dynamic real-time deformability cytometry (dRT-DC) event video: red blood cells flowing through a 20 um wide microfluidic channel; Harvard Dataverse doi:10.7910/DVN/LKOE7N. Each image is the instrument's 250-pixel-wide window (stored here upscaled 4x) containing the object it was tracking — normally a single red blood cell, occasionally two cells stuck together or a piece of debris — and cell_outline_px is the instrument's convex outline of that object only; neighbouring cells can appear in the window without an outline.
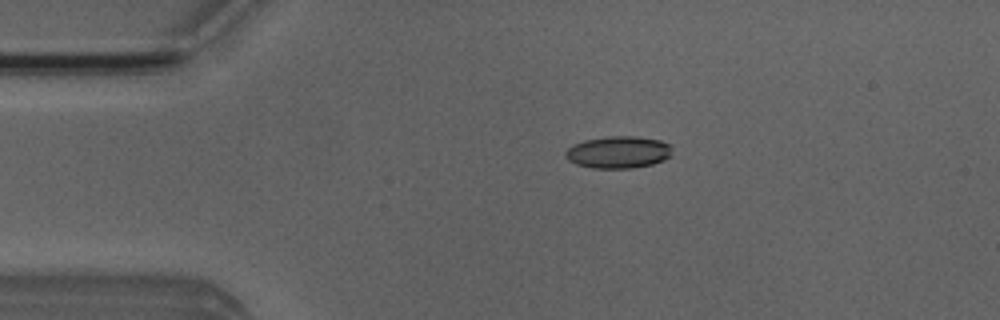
{"species": "Egyptian fruit bat (a non-hibernating species)", "species_latin": "Rousettus aegyptiacus", "temperature_condition": "room temperature", "stored_images_in_passage": 51, "camera_frame_rate_fps": 3000, "um_per_image_px": 0.085, "animal": {"sex": "male"}, "frame": {"image": 1, "passage_image": 10, "time_ms": 3.0, "image_size_px": [1000, 320], "cell_outline_px": [[672, 156], [664, 160], [652, 164], [632, 168], [592, 168], [576, 164], [568, 160], [564, 156], [564, 152], [572, 144], [584, 140], [608, 136], [636, 136], [660, 140], [672, 144]], "centroid_in_image_um": [52.57, 12.93], "position_along_channel_um": 32.4, "area_um2": 20.29}}
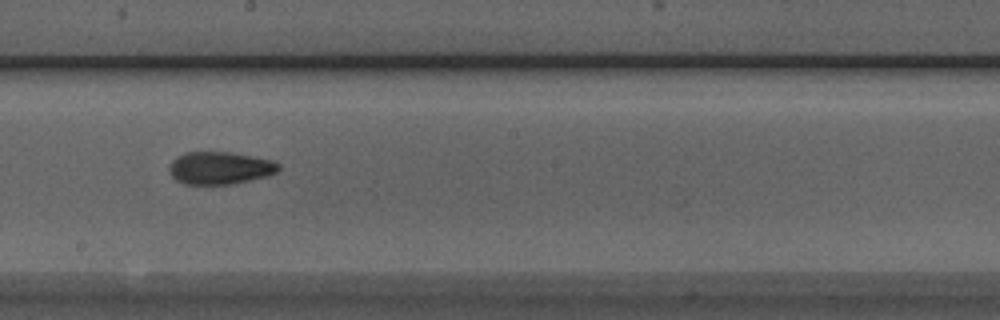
{"frame": {"image": 2, "passage_image": 28, "time_ms": 9.0, "image_size_px": [1000, 320], "cell_outline_px": [[280, 168], [276, 172], [268, 176], [232, 184], [184, 184], [176, 180], [172, 176], [168, 168], [172, 160], [176, 156], [184, 152], [232, 152], [272, 160], [280, 164]], "centroid_in_image_um": [18.68, 14.27], "position_along_channel_um": 229.5, "area_um2": 20.87}}
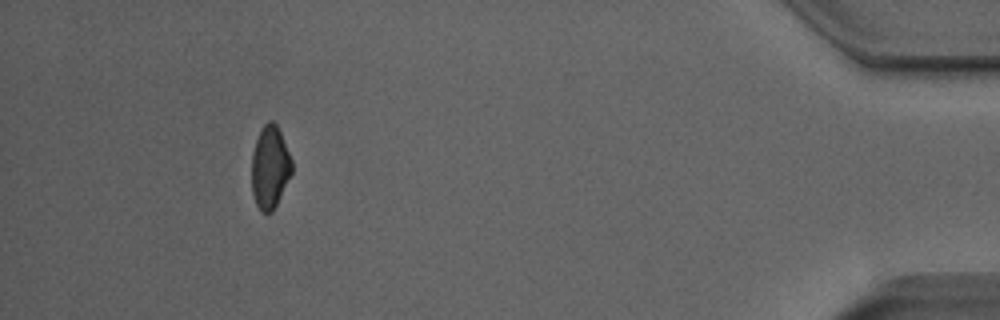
{"frame": {"image": 3, "passage_image": 47, "time_ms": 15.333, "image_size_px": [1000, 320], "cell_outline_px": [[292, 172], [272, 212], [260, 212], [256, 204], [252, 192], [252, 152], [256, 140], [264, 124], [268, 120], [272, 120], [276, 124], [280, 132], [292, 160]], "centroid_in_image_um": [22.93, 14.21], "position_along_channel_um": 412.3, "area_um2": 19.13}, "authors_computed_cell_mechanics": {"area_um2": 20.1722, "velocity_mm_per_s": 3.9748, "shape_relaxation_time_tau1_ms": 6.9049, "shape_relaxation_time_tau2_ms": 2.011, "deformation_change_tau1": 0.151, "deformation_change_tau2": 0.0853}}